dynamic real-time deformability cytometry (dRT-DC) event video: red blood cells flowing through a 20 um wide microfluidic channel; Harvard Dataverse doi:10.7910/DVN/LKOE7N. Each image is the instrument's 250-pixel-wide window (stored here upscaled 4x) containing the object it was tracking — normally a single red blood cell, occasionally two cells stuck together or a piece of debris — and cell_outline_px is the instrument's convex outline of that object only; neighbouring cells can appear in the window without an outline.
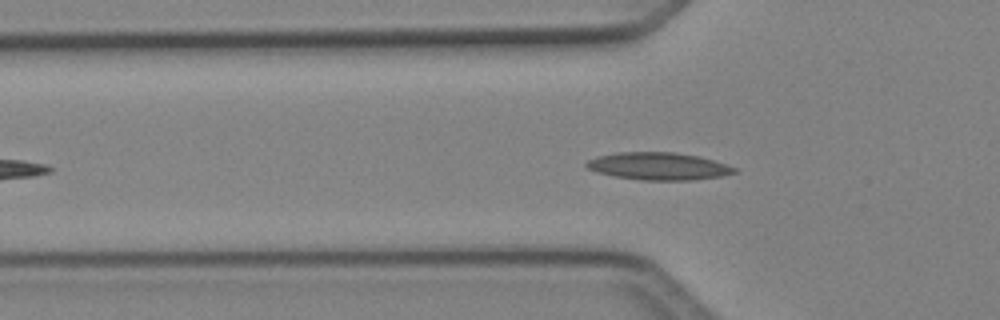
{"species": "Egyptian fruit bat (a non-hibernating species)", "species_latin": "Rousettus aegyptiacus", "temperature_condition": "cold", "stored_images_in_passage": 40, "camera_frame_rate_fps": 3000, "um_per_image_px": 0.085, "animal": {"sex": "female"}, "frame": {"image": 1, "passage_image": 10, "time_ms": 3.0, "image_size_px": [1000, 320], "cell_outline_px": [[736, 172], [720, 176], [692, 180], [640, 180], [612, 176], [596, 172], [588, 168], [584, 164], [588, 160], [600, 156], [616, 152], [676, 152], [700, 156], [736, 168]], "centroid_in_image_um": [55.93, 14.12], "position_along_channel_um": 69.9, "area_um2": 23.58}}
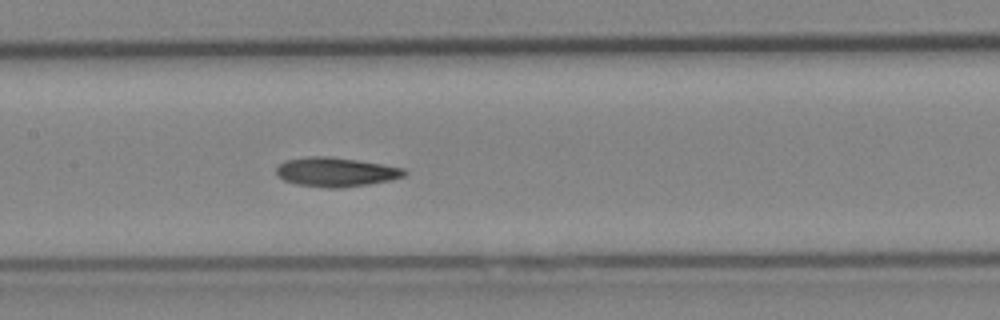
{"frame": {"image": 2, "passage_image": 18, "time_ms": 5.667, "image_size_px": [1000, 320], "cell_outline_px": [[408, 172], [404, 176], [388, 180], [368, 184], [340, 188], [328, 188], [296, 184], [284, 180], [276, 172], [276, 168], [284, 160], [308, 156], [328, 156], [384, 164], [404, 168]], "centroid_in_image_um": [28.54, 14.61], "position_along_channel_um": 178.9, "area_um2": 21.73}}
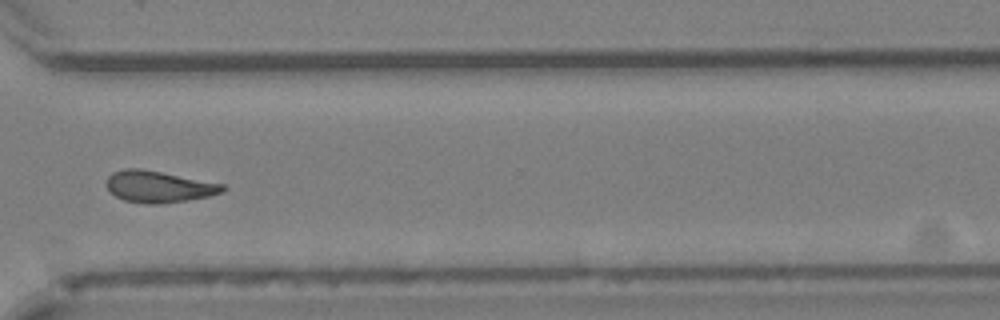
{"frame": {"image": 3, "passage_image": 31, "time_ms": 10.0, "image_size_px": [1000, 320], "cell_outline_px": [[228, 188], [224, 192], [208, 196], [188, 200], [156, 204], [148, 204], [124, 200], [116, 196], [104, 184], [108, 176], [112, 172], [124, 168], [140, 168], [224, 184]], "centroid_in_image_um": [13.48, 15.86], "position_along_channel_um": 357.1, "area_um2": 21.39}, "authors_computed_cell_mechanics": {"area_um2": 21.1548, "velocity_mm_per_s": 4.1003, "shape_relaxation_time_tau1_ms": 6.4873, "shape_relaxation_time_tau2_ms": 8.1508, "deformation_change_tau1": 0.1649, "deformation_change_tau2": 0.1777}}